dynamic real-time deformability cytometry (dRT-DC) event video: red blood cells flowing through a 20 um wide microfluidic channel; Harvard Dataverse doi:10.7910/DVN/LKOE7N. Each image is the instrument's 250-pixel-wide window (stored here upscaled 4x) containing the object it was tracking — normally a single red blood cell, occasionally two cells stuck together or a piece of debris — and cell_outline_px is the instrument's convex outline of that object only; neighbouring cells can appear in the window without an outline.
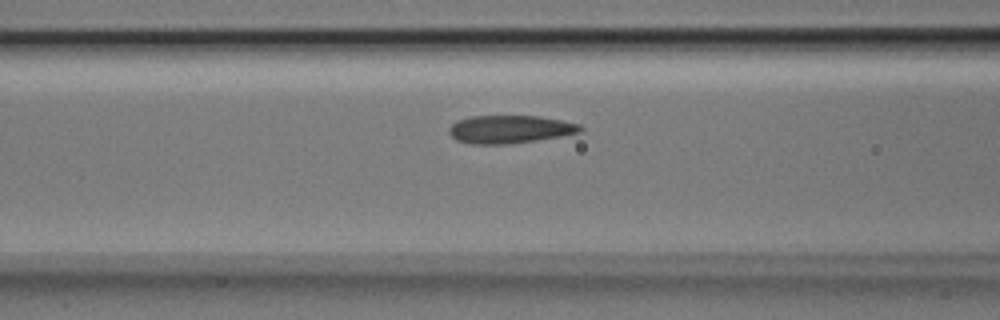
{"species": "Egyptian fruit bat (a non-hibernating species)", "species_latin": "Rousettus aegyptiacus", "temperature_condition": "room temperature", "stored_images_in_passage": 33, "camera_frame_rate_fps": 3000, "um_per_image_px": 0.085, "animal": {"sex": "male"}, "frame": {"image": 1, "passage_image": 8, "time_ms": 2.333, "image_size_px": [1000, 320], "cell_outline_px": [[584, 128], [580, 132], [560, 136], [512, 144], [472, 144], [456, 140], [448, 132], [448, 128], [456, 120], [468, 116], [540, 116], [580, 124]], "centroid_in_image_um": [43.31, 10.98], "position_along_channel_um": 123.3, "area_um2": 21.5}}
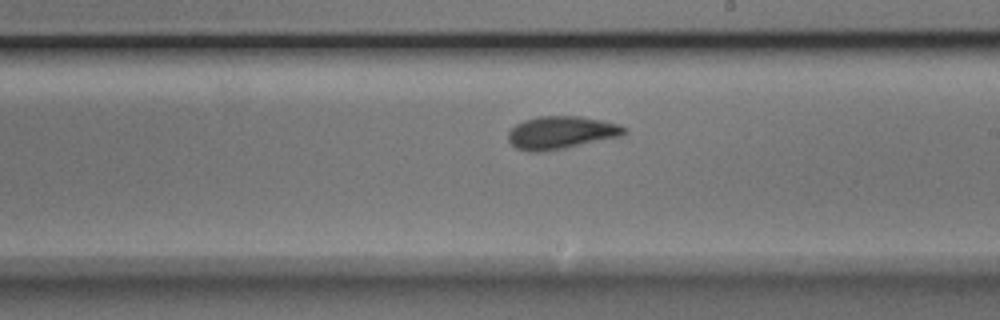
{"frame": {"image": 2, "passage_image": 17, "time_ms": 5.333, "image_size_px": [1000, 320], "cell_outline_px": [[628, 132], [620, 136], [564, 148], [544, 152], [528, 152], [516, 148], [508, 140], [508, 132], [516, 124], [524, 120], [540, 116], [580, 116], [620, 124], [628, 128]], "centroid_in_image_um": [47.69, 11.27], "position_along_channel_um": 241.3, "area_um2": 22.2}}
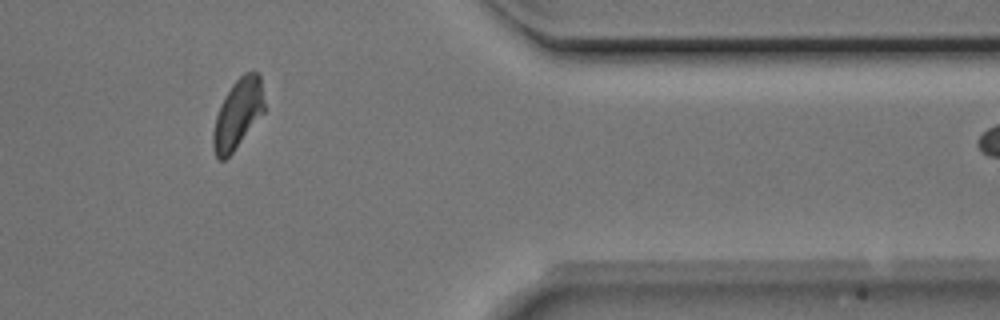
{"frame": {"image": 3, "passage_image": 30, "time_ms": 9.667, "image_size_px": [1000, 320], "cell_outline_px": [[264, 112], [232, 152], [224, 160], [220, 160], [216, 156], [212, 148], [212, 132], [216, 116], [220, 104], [232, 84], [244, 72], [260, 72], [264, 104]], "centroid_in_image_um": [20.2, 9.66], "position_along_channel_um": 391.2, "area_um2": 20.58}, "authors_computed_cell_mechanics": {"area_um2": 21.5016, "velocity_mm_per_s": 3.9453, "shape_relaxation_time_tau1_ms": 2.6213, "shape_relaxation_time_tau2_ms": 1.1454, "deformation_change_tau1": 0.132, "deformation_change_tau2": 0.086}}